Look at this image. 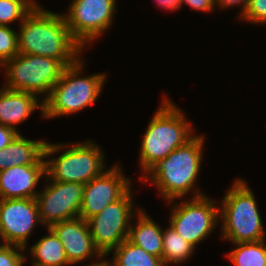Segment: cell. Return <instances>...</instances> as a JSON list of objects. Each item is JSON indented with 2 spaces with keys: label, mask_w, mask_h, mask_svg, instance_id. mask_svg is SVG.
I'll list each match as a JSON object with an SVG mask.
<instances>
[{
  "label": "cell",
  "mask_w": 266,
  "mask_h": 266,
  "mask_svg": "<svg viewBox=\"0 0 266 266\" xmlns=\"http://www.w3.org/2000/svg\"><path fill=\"white\" fill-rule=\"evenodd\" d=\"M117 164L84 185L79 217L87 221L106 206L120 199L130 188L131 181L123 176Z\"/></svg>",
  "instance_id": "cell-13"
},
{
  "label": "cell",
  "mask_w": 266,
  "mask_h": 266,
  "mask_svg": "<svg viewBox=\"0 0 266 266\" xmlns=\"http://www.w3.org/2000/svg\"><path fill=\"white\" fill-rule=\"evenodd\" d=\"M131 194L130 188L120 199L87 220L94 245L104 257L128 238L131 218L136 216Z\"/></svg>",
  "instance_id": "cell-9"
},
{
  "label": "cell",
  "mask_w": 266,
  "mask_h": 266,
  "mask_svg": "<svg viewBox=\"0 0 266 266\" xmlns=\"http://www.w3.org/2000/svg\"><path fill=\"white\" fill-rule=\"evenodd\" d=\"M204 137L194 135L184 145L173 150L165 159L155 164L144 177L151 179L164 200L173 202L194 190L201 168ZM150 176V177H149ZM149 177V178H148Z\"/></svg>",
  "instance_id": "cell-2"
},
{
  "label": "cell",
  "mask_w": 266,
  "mask_h": 266,
  "mask_svg": "<svg viewBox=\"0 0 266 266\" xmlns=\"http://www.w3.org/2000/svg\"><path fill=\"white\" fill-rule=\"evenodd\" d=\"M115 4L116 0H73L69 5L64 17L72 37L83 48L109 29Z\"/></svg>",
  "instance_id": "cell-10"
},
{
  "label": "cell",
  "mask_w": 266,
  "mask_h": 266,
  "mask_svg": "<svg viewBox=\"0 0 266 266\" xmlns=\"http://www.w3.org/2000/svg\"><path fill=\"white\" fill-rule=\"evenodd\" d=\"M25 250V248L17 245L2 243L0 246V266H22L26 261Z\"/></svg>",
  "instance_id": "cell-25"
},
{
  "label": "cell",
  "mask_w": 266,
  "mask_h": 266,
  "mask_svg": "<svg viewBox=\"0 0 266 266\" xmlns=\"http://www.w3.org/2000/svg\"><path fill=\"white\" fill-rule=\"evenodd\" d=\"M2 88L0 89L1 125L17 131L15 125L23 123L37 108L41 110V114L44 116V102L41 103L38 96L24 91ZM38 102L40 103L38 104Z\"/></svg>",
  "instance_id": "cell-16"
},
{
  "label": "cell",
  "mask_w": 266,
  "mask_h": 266,
  "mask_svg": "<svg viewBox=\"0 0 266 266\" xmlns=\"http://www.w3.org/2000/svg\"><path fill=\"white\" fill-rule=\"evenodd\" d=\"M19 131L0 124V150L11 143Z\"/></svg>",
  "instance_id": "cell-28"
},
{
  "label": "cell",
  "mask_w": 266,
  "mask_h": 266,
  "mask_svg": "<svg viewBox=\"0 0 266 266\" xmlns=\"http://www.w3.org/2000/svg\"><path fill=\"white\" fill-rule=\"evenodd\" d=\"M162 243V260L165 266H167V264L183 263V261L189 259L195 249L190 243L184 240L171 225L163 231Z\"/></svg>",
  "instance_id": "cell-21"
},
{
  "label": "cell",
  "mask_w": 266,
  "mask_h": 266,
  "mask_svg": "<svg viewBox=\"0 0 266 266\" xmlns=\"http://www.w3.org/2000/svg\"><path fill=\"white\" fill-rule=\"evenodd\" d=\"M41 223L35 198L0 199V238L3 244L25 249L33 227Z\"/></svg>",
  "instance_id": "cell-12"
},
{
  "label": "cell",
  "mask_w": 266,
  "mask_h": 266,
  "mask_svg": "<svg viewBox=\"0 0 266 266\" xmlns=\"http://www.w3.org/2000/svg\"><path fill=\"white\" fill-rule=\"evenodd\" d=\"M43 140H28L18 133L9 145L0 150V171L13 166L46 164Z\"/></svg>",
  "instance_id": "cell-17"
},
{
  "label": "cell",
  "mask_w": 266,
  "mask_h": 266,
  "mask_svg": "<svg viewBox=\"0 0 266 266\" xmlns=\"http://www.w3.org/2000/svg\"><path fill=\"white\" fill-rule=\"evenodd\" d=\"M49 235L42 237L31 247L33 266H66L71 265L67 258L62 242L48 228Z\"/></svg>",
  "instance_id": "cell-19"
},
{
  "label": "cell",
  "mask_w": 266,
  "mask_h": 266,
  "mask_svg": "<svg viewBox=\"0 0 266 266\" xmlns=\"http://www.w3.org/2000/svg\"><path fill=\"white\" fill-rule=\"evenodd\" d=\"M35 7H41L35 0H0V25L9 26L18 19L21 23Z\"/></svg>",
  "instance_id": "cell-23"
},
{
  "label": "cell",
  "mask_w": 266,
  "mask_h": 266,
  "mask_svg": "<svg viewBox=\"0 0 266 266\" xmlns=\"http://www.w3.org/2000/svg\"><path fill=\"white\" fill-rule=\"evenodd\" d=\"M68 146L70 148L64 150L61 155L50 158V155ZM104 156L100 147L92 140L70 145L46 142L44 149L46 175L53 181L78 182L85 185L105 171Z\"/></svg>",
  "instance_id": "cell-6"
},
{
  "label": "cell",
  "mask_w": 266,
  "mask_h": 266,
  "mask_svg": "<svg viewBox=\"0 0 266 266\" xmlns=\"http://www.w3.org/2000/svg\"><path fill=\"white\" fill-rule=\"evenodd\" d=\"M137 216V225L132 224L130 226L127 240L143 248L147 253L162 259L163 229L149 218L141 208L140 210L138 208Z\"/></svg>",
  "instance_id": "cell-18"
},
{
  "label": "cell",
  "mask_w": 266,
  "mask_h": 266,
  "mask_svg": "<svg viewBox=\"0 0 266 266\" xmlns=\"http://www.w3.org/2000/svg\"><path fill=\"white\" fill-rule=\"evenodd\" d=\"M111 266H165L160 257L147 253L127 239L113 250Z\"/></svg>",
  "instance_id": "cell-20"
},
{
  "label": "cell",
  "mask_w": 266,
  "mask_h": 266,
  "mask_svg": "<svg viewBox=\"0 0 266 266\" xmlns=\"http://www.w3.org/2000/svg\"><path fill=\"white\" fill-rule=\"evenodd\" d=\"M266 241L234 243L237 247L227 254L234 266H266Z\"/></svg>",
  "instance_id": "cell-22"
},
{
  "label": "cell",
  "mask_w": 266,
  "mask_h": 266,
  "mask_svg": "<svg viewBox=\"0 0 266 266\" xmlns=\"http://www.w3.org/2000/svg\"><path fill=\"white\" fill-rule=\"evenodd\" d=\"M19 29L20 54L47 56L70 66L85 49L72 37L64 15L42 7H35L20 23Z\"/></svg>",
  "instance_id": "cell-1"
},
{
  "label": "cell",
  "mask_w": 266,
  "mask_h": 266,
  "mask_svg": "<svg viewBox=\"0 0 266 266\" xmlns=\"http://www.w3.org/2000/svg\"><path fill=\"white\" fill-rule=\"evenodd\" d=\"M19 54L17 32L9 26L0 25V65Z\"/></svg>",
  "instance_id": "cell-24"
},
{
  "label": "cell",
  "mask_w": 266,
  "mask_h": 266,
  "mask_svg": "<svg viewBox=\"0 0 266 266\" xmlns=\"http://www.w3.org/2000/svg\"><path fill=\"white\" fill-rule=\"evenodd\" d=\"M183 2L186 5H189L192 9L203 12H210L215 7L214 0H179L178 9L183 5Z\"/></svg>",
  "instance_id": "cell-27"
},
{
  "label": "cell",
  "mask_w": 266,
  "mask_h": 266,
  "mask_svg": "<svg viewBox=\"0 0 266 266\" xmlns=\"http://www.w3.org/2000/svg\"><path fill=\"white\" fill-rule=\"evenodd\" d=\"M86 266V265H85ZM87 266H111L107 260H100L98 263L95 261L93 264Z\"/></svg>",
  "instance_id": "cell-31"
},
{
  "label": "cell",
  "mask_w": 266,
  "mask_h": 266,
  "mask_svg": "<svg viewBox=\"0 0 266 266\" xmlns=\"http://www.w3.org/2000/svg\"><path fill=\"white\" fill-rule=\"evenodd\" d=\"M2 67L6 69L5 88L35 96L45 94L46 97L42 100L44 102L66 66L55 58L19 53Z\"/></svg>",
  "instance_id": "cell-7"
},
{
  "label": "cell",
  "mask_w": 266,
  "mask_h": 266,
  "mask_svg": "<svg viewBox=\"0 0 266 266\" xmlns=\"http://www.w3.org/2000/svg\"><path fill=\"white\" fill-rule=\"evenodd\" d=\"M79 58L66 66L61 78L53 86L49 97L44 101L45 118L69 115L93 104L101 94L105 83V73L81 77L84 62Z\"/></svg>",
  "instance_id": "cell-4"
},
{
  "label": "cell",
  "mask_w": 266,
  "mask_h": 266,
  "mask_svg": "<svg viewBox=\"0 0 266 266\" xmlns=\"http://www.w3.org/2000/svg\"><path fill=\"white\" fill-rule=\"evenodd\" d=\"M239 17L255 24H266V0H249L245 12Z\"/></svg>",
  "instance_id": "cell-26"
},
{
  "label": "cell",
  "mask_w": 266,
  "mask_h": 266,
  "mask_svg": "<svg viewBox=\"0 0 266 266\" xmlns=\"http://www.w3.org/2000/svg\"><path fill=\"white\" fill-rule=\"evenodd\" d=\"M170 99L162 101L161 107L144 133L140 149V166L144 175L173 150L184 145L194 135L192 126Z\"/></svg>",
  "instance_id": "cell-3"
},
{
  "label": "cell",
  "mask_w": 266,
  "mask_h": 266,
  "mask_svg": "<svg viewBox=\"0 0 266 266\" xmlns=\"http://www.w3.org/2000/svg\"><path fill=\"white\" fill-rule=\"evenodd\" d=\"M222 238L234 243L265 240V231L254 193L237 179L221 201Z\"/></svg>",
  "instance_id": "cell-5"
},
{
  "label": "cell",
  "mask_w": 266,
  "mask_h": 266,
  "mask_svg": "<svg viewBox=\"0 0 266 266\" xmlns=\"http://www.w3.org/2000/svg\"><path fill=\"white\" fill-rule=\"evenodd\" d=\"M46 164L21 165L0 171V199L35 198Z\"/></svg>",
  "instance_id": "cell-15"
},
{
  "label": "cell",
  "mask_w": 266,
  "mask_h": 266,
  "mask_svg": "<svg viewBox=\"0 0 266 266\" xmlns=\"http://www.w3.org/2000/svg\"><path fill=\"white\" fill-rule=\"evenodd\" d=\"M65 249L70 264L80 263L94 255L100 259L104 256L95 247L87 221L78 217L55 223L49 227Z\"/></svg>",
  "instance_id": "cell-14"
},
{
  "label": "cell",
  "mask_w": 266,
  "mask_h": 266,
  "mask_svg": "<svg viewBox=\"0 0 266 266\" xmlns=\"http://www.w3.org/2000/svg\"><path fill=\"white\" fill-rule=\"evenodd\" d=\"M156 3L167 10H178L179 7V0H156Z\"/></svg>",
  "instance_id": "cell-30"
},
{
  "label": "cell",
  "mask_w": 266,
  "mask_h": 266,
  "mask_svg": "<svg viewBox=\"0 0 266 266\" xmlns=\"http://www.w3.org/2000/svg\"><path fill=\"white\" fill-rule=\"evenodd\" d=\"M35 197L41 224L51 225L78 218L83 200L84 184L51 180ZM52 181V182H51Z\"/></svg>",
  "instance_id": "cell-11"
},
{
  "label": "cell",
  "mask_w": 266,
  "mask_h": 266,
  "mask_svg": "<svg viewBox=\"0 0 266 266\" xmlns=\"http://www.w3.org/2000/svg\"><path fill=\"white\" fill-rule=\"evenodd\" d=\"M249 0H214L215 5H218V7H222L223 8H228L234 5H242L240 9L241 10V14L243 15V13L245 12L246 8H247V4H248Z\"/></svg>",
  "instance_id": "cell-29"
},
{
  "label": "cell",
  "mask_w": 266,
  "mask_h": 266,
  "mask_svg": "<svg viewBox=\"0 0 266 266\" xmlns=\"http://www.w3.org/2000/svg\"><path fill=\"white\" fill-rule=\"evenodd\" d=\"M195 189L190 201L174 204L169 217V225L194 248L211 235L220 217L217 202Z\"/></svg>",
  "instance_id": "cell-8"
}]
</instances>
